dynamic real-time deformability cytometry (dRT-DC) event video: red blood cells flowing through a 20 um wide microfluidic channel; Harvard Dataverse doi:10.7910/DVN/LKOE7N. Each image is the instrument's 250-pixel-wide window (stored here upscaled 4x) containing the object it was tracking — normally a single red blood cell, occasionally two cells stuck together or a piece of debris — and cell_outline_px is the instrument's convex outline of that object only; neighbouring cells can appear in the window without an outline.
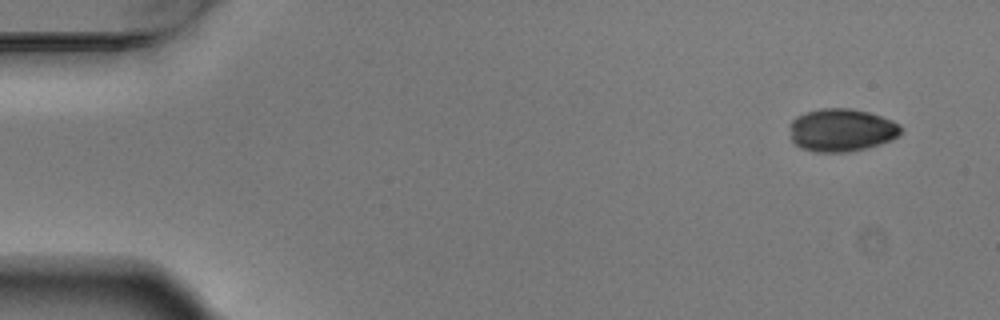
{"species": "Egyptian fruit bat (a non-hibernating species)", "species_latin": "Rousettus aegyptiacus", "temperature_condition": "warm", "stored_images_in_passage": 7, "camera_frame_rate_fps": 3000, "um_per_image_px": 0.085, "animal": {"sex": "male"}, "frame": {"image": 1, "passage_image": 1, "time_ms": 0.0, "image_size_px": [1000, 320], "cell_outline_px": [[904, 132], [900, 136], [892, 140], [880, 144], [848, 152], [816, 152], [800, 148], [792, 140], [788, 124], [796, 116], [804, 112], [820, 108], [852, 108], [868, 112], [892, 120], [900, 124]], "centroid_in_image_um": [71.53, 11.05], "position_along_channel_um": 13.5, "area_um2": 28.21}}
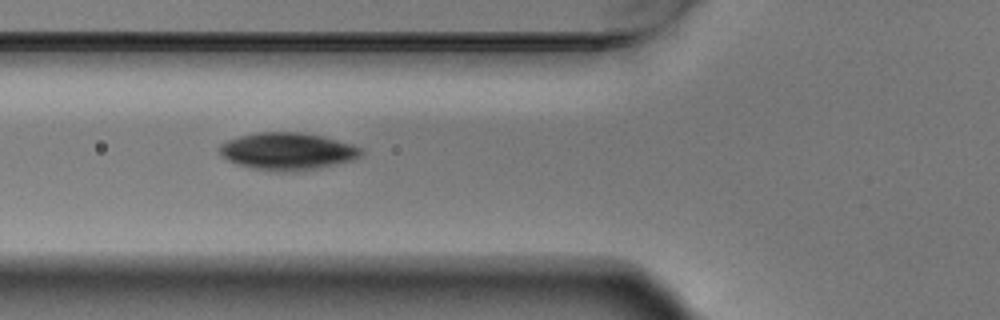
{"frame": {"image": 2, "passage_image": 6, "time_ms": 1.667, "image_size_px": [1000, 320], "cell_outline_px": [[364, 152], [352, 160], [320, 168], [296, 172], [276, 172], [252, 168], [228, 160], [216, 148], [220, 144], [228, 140], [240, 136], [256, 132], [300, 132], [320, 136], [352, 144], [360, 148]], "centroid_in_image_um": [24.42, 12.87], "position_along_channel_um": 101.4, "area_um2": 30.69}}
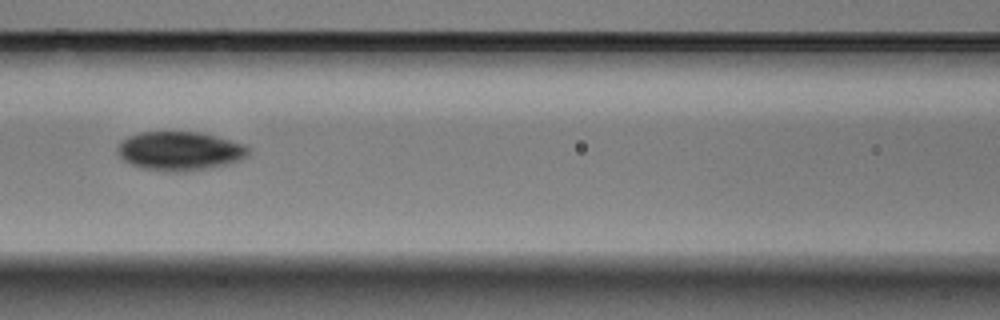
{"frame": {"image": 3, "passage_image": 7, "time_ms": 2.0, "image_size_px": [1000, 320], "cell_outline_px": [[248, 156], [232, 164], [184, 172], [164, 172], [140, 168], [124, 160], [116, 152], [116, 148], [128, 136], [140, 132], [200, 132], [216, 136], [244, 144], [248, 148]], "centroid_in_image_um": [15.29, 12.85], "position_along_channel_um": 151.3, "area_um2": 29.88}}